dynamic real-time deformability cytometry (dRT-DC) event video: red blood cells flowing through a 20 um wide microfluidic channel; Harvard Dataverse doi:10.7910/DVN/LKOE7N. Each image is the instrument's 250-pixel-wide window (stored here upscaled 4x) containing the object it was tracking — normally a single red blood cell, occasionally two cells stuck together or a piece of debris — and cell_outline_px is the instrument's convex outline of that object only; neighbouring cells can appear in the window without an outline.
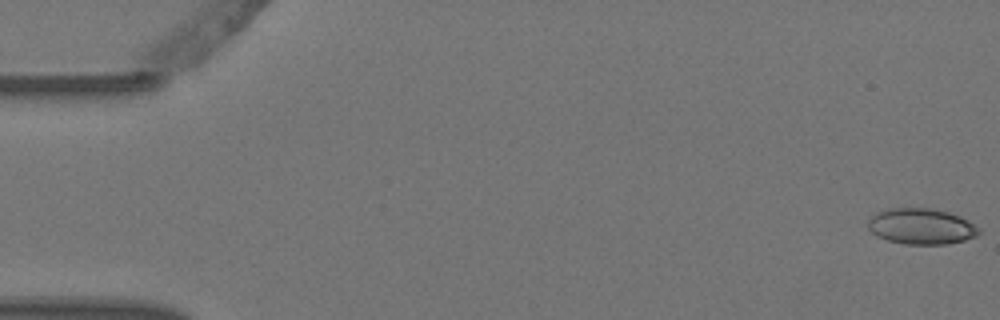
{"species": "Egyptian fruit bat (a non-hibernating species)", "species_latin": "Rousettus aegyptiacus", "temperature_condition": "warm", "stored_images_in_passage": 5, "camera_frame_rate_fps": 3000, "um_per_image_px": 0.085, "animal": {"sex": "female"}, "frame": {"image": 1, "passage_image": 1, "time_ms": 0.0, "image_size_px": [1000, 320], "cell_outline_px": [[980, 232], [976, 236], [964, 240], [948, 244], [904, 244], [888, 240], [876, 236], [868, 228], [868, 220], [876, 212], [888, 208], [932, 208], [948, 212], [960, 216], [968, 220], [980, 228]], "centroid_in_image_um": [78.31, 19.23], "position_along_channel_um": 6.7, "area_um2": 23.29}}
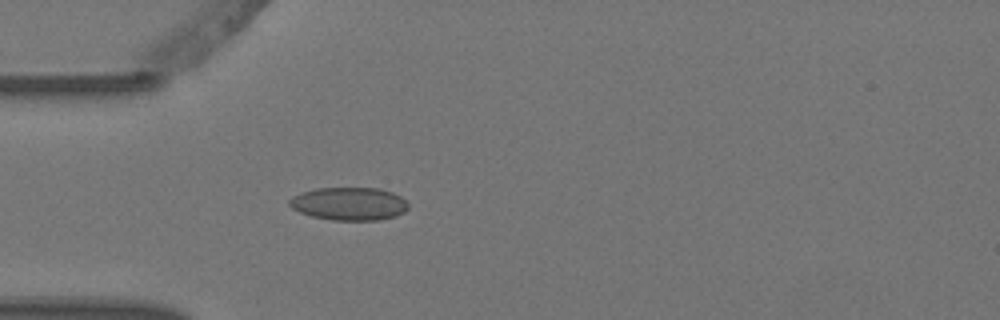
{"frame": {"image": 2, "passage_image": 5, "time_ms": 1.333, "image_size_px": [1000, 320], "cell_outline_px": [[408, 208], [404, 212], [396, 216], [380, 220], [332, 220], [312, 216], [300, 212], [292, 208], [288, 204], [288, 200], [292, 196], [300, 192], [316, 188], [380, 188], [392, 192], [400, 196], [408, 204]], "centroid_in_image_um": [29.66, 17.31], "position_along_channel_um": 55.3, "area_um2": 23.0}}